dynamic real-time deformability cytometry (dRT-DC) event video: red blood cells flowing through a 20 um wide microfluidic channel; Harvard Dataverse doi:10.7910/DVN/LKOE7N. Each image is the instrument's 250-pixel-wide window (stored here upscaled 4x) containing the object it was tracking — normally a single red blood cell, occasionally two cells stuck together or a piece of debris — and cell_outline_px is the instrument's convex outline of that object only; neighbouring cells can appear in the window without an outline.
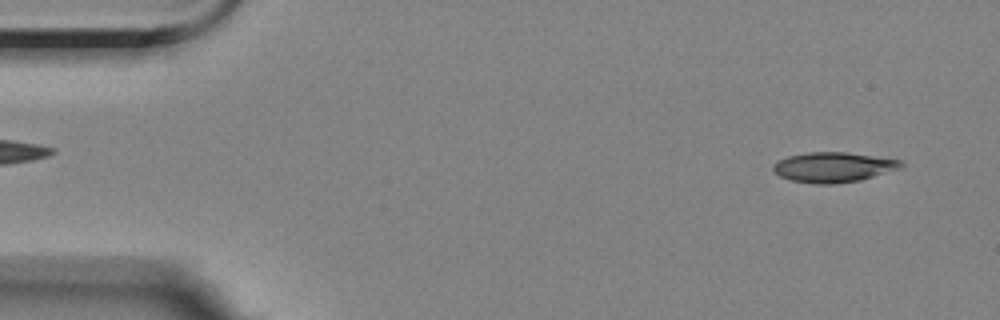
{"species": "Egyptian fruit bat (a non-hibernating species)", "species_latin": "Rousettus aegyptiacus", "temperature_condition": "room temperature", "stored_images_in_passage": 57, "camera_frame_rate_fps": 3000, "um_per_image_px": 0.085, "animal": {"sex": "female"}, "frame": {"image": 1, "passage_image": 3, "time_ms": 0.667, "image_size_px": [1000, 320], "cell_outline_px": [[904, 164], [900, 168], [860, 180], [832, 184], [816, 184], [792, 180], [780, 176], [772, 168], [772, 164], [776, 160], [788, 156], [808, 152], [848, 152], [900, 160]], "centroid_in_image_um": [70.8, 14.2], "position_along_channel_um": 14.2, "area_um2": 22.25}}
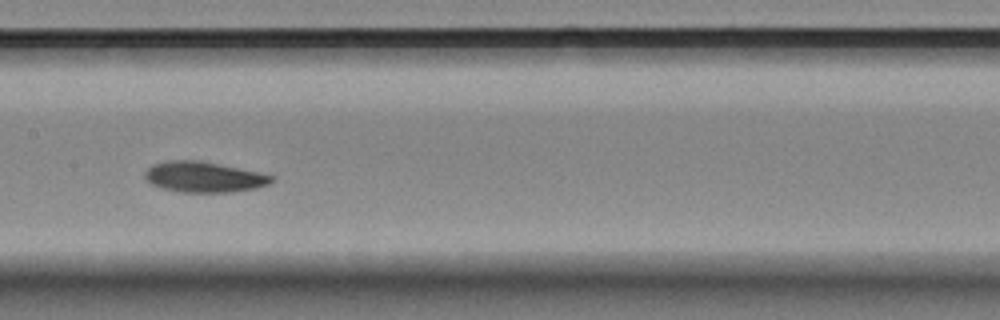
{"frame": {"image": 2, "passage_image": 27, "time_ms": 8.667, "image_size_px": [1000, 320], "cell_outline_px": [[276, 180], [268, 184], [256, 188], [232, 192], [180, 192], [160, 188], [148, 184], [144, 180], [144, 172], [152, 164], [168, 160], [200, 160], [276, 176]], "centroid_in_image_um": [17.28, 15.05], "position_along_channel_um": 190.1, "area_um2": 22.89}}
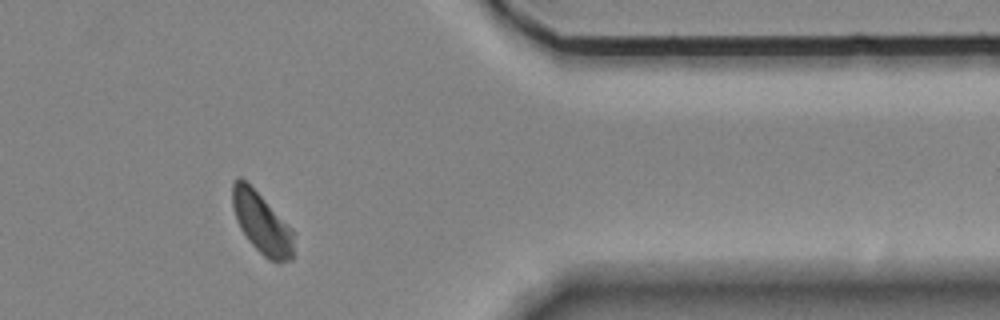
{"frame": {"image": 3, "passage_image": 46, "time_ms": 15.0, "image_size_px": [1000, 320], "cell_outline_px": [[292, 260], [280, 264], [268, 260], [248, 240], [240, 228], [236, 220], [232, 208], [232, 180], [236, 176], [240, 176], [292, 228]], "centroid_in_image_um": [22.21, 18.98], "position_along_channel_um": 389.2, "area_um2": 21.62}, "authors_computed_cell_mechanics": {"area_um2": 22.253, "velocity_mm_per_s": 3.4566, "shape_relaxation_time_tau1_ms": 4.5249, "shape_relaxation_time_tau2_ms": 6.737, "deformation_change_tau1": 0.1149, "deformation_change_tau2": 0.096}}